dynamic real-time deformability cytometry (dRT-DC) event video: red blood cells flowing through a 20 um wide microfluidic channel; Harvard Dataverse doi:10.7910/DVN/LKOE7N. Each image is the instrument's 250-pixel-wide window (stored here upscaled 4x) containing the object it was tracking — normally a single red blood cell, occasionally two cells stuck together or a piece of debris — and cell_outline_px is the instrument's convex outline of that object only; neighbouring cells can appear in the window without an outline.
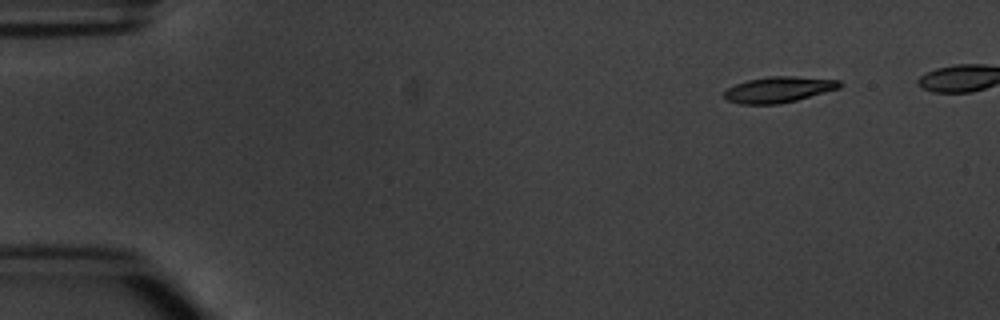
{"species": "common noctule bat (a hibernating species)", "species_latin": "Nyctalus noctula", "temperature_condition": "warm", "stored_images_in_passage": 6, "camera_frame_rate_fps": 3000, "um_per_image_px": 0.085, "animal": {"sex": "male", "body_mass_g": 20.1, "forearm_length_mm": 53.5}, "frame": {"image": 1, "passage_image": 1, "time_ms": 0.0, "image_size_px": [1000, 320], "cell_outline_px": [[844, 84], [840, 88], [796, 100], [776, 104], [740, 104], [728, 100], [724, 96], [724, 92], [728, 88], [736, 84], [748, 80], [768, 76], [796, 76], [840, 80]], "centroid_in_image_um": [66.22, 7.6], "position_along_channel_um": 18.8, "area_um2": 17.34}}